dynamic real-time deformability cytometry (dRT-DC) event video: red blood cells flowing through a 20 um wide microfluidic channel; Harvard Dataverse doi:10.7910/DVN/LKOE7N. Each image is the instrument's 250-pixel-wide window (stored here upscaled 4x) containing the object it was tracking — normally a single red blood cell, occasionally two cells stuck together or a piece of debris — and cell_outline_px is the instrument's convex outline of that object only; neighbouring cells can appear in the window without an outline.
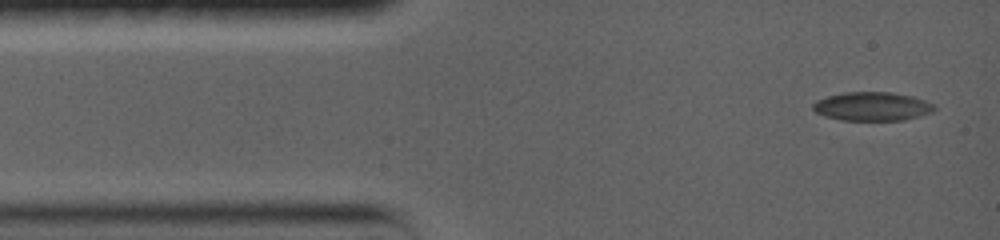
{"species": "common noctule bat (a hibernating species)", "species_latin": "Nyctalus noctula", "temperature_condition": "warm", "stored_images_in_passage": 38, "camera_frame_rate_fps": 5000, "um_per_image_px": 0.085, "animal": {"sex": "female", "body_mass_g": 19.0, "forearm_length_mm": 56.7}, "frame": {"image": 1, "passage_image": 1, "time_ms": 0.0, "image_size_px": [1000, 240], "cell_outline_px": [[936, 108], [932, 112], [920, 116], [904, 120], [840, 120], [824, 116], [816, 112], [812, 108], [812, 104], [816, 100], [828, 96], [844, 92], [888, 92], [912, 96], [936, 104]], "centroid_in_image_um": [74.14, 9.05], "position_along_channel_um": 10.9, "area_um2": 20.4}}
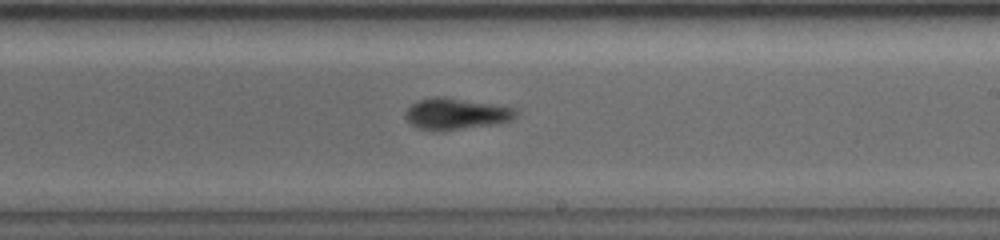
{"frame": {"image": 2, "passage_image": 17, "time_ms": 8.4, "image_size_px": [1000, 240], "cell_outline_px": [[520, 112], [512, 120], [500, 124], [440, 132], [416, 128], [404, 116], [404, 112], [416, 100], [432, 96], [440, 96], [516, 108]], "centroid_in_image_um": [38.77, 9.7], "position_along_channel_um": 250.2, "area_um2": 20.63}}
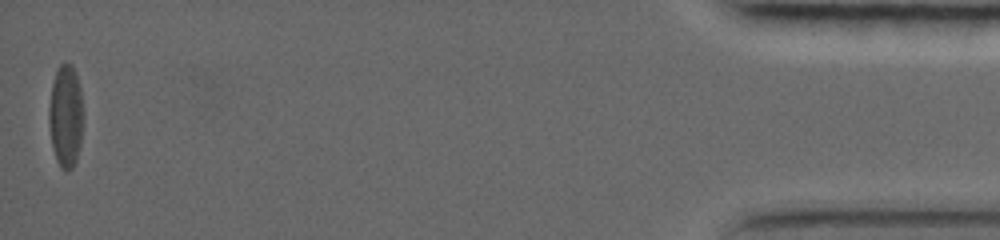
{"frame": {"image": 3, "passage_image": 38, "time_ms": 17.0, "image_size_px": [1000, 240], "cell_outline_px": [[80, 144], [76, 160], [72, 168], [68, 172], [60, 168], [56, 160], [52, 148], [48, 120], [48, 108], [52, 84], [56, 72], [60, 64], [72, 64], [76, 72], [80, 88]], "centroid_in_image_um": [5.53, 9.9], "position_along_channel_um": 429.7, "area_um2": 20.11}, "authors_computed_cell_mechanics": {"area_um2": 20.0566, "velocity_mm_per_s": 3.5886, "shape_relaxation_time_tau1_ms": 4.7362, "shape_relaxation_time_tau2_ms": 3.2565, "deformation_change_tau1": 0.1669, "deformation_change_tau2": 0.0953}}